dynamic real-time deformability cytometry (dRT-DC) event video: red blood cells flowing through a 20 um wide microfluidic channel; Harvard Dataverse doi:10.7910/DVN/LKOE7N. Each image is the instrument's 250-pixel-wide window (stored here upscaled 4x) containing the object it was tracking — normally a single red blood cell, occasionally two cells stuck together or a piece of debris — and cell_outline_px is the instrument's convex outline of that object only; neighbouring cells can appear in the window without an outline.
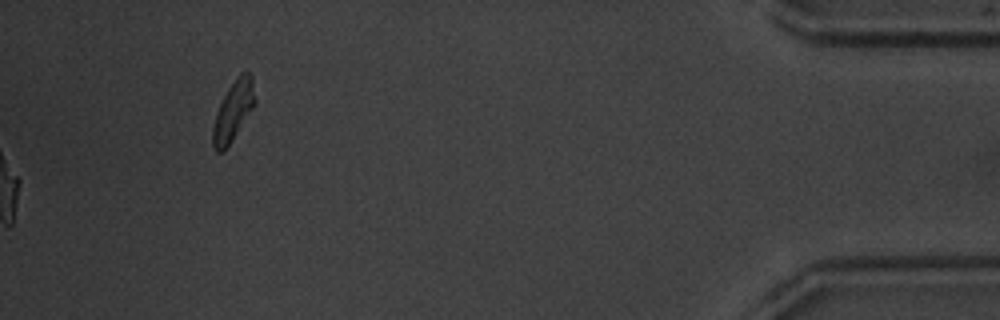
{"species": "common noctule bat (a hibernating species)", "species_latin": "Nyctalus noctula", "temperature_condition": "warm", "stored_images_in_passage": 56, "camera_frame_rate_fps": 3000, "um_per_image_px": 0.085, "animal": {"sex": "male", "body_mass_g": 20.1, "forearm_length_mm": 53.5}, "frame": {"image": 1, "passage_image": 56, "time_ms": 18.333, "image_size_px": [1000, 320], "cell_outline_px": [[256, 104], [232, 140], [220, 152], [216, 152], [212, 144], [212, 128], [216, 112], [228, 88], [240, 72], [248, 72], [252, 76], [256, 100]], "centroid_in_image_um": [19.84, 9.4], "position_along_channel_um": 415.4, "area_um2": 14.57}, "authors_computed_cell_mechanics": {"area_um2": 15.4037, "velocity_mm_per_s": 3.7742, "shape_relaxation_time_tau1_ms": 2.4986, "shape_relaxation_time_tau2_ms": 2.1062, "deformation_change_tau1": 0.1572, "deformation_change_tau2": 0.0922}}